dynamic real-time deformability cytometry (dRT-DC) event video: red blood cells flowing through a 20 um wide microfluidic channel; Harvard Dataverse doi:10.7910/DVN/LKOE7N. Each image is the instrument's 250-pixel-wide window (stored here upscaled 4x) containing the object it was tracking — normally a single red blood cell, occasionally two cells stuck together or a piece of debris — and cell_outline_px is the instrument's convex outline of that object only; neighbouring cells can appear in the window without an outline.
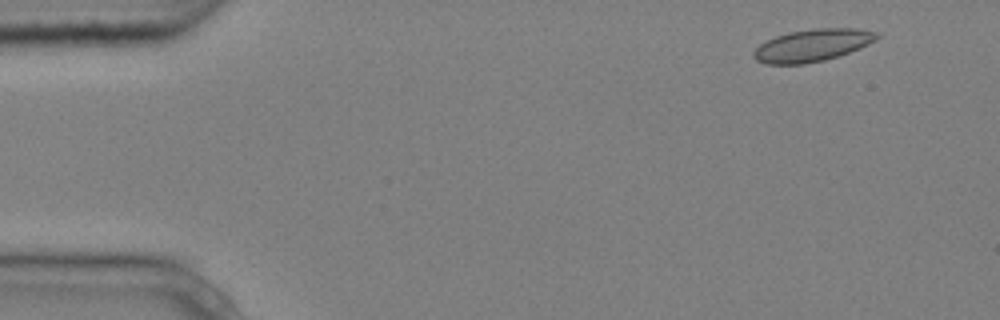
{"species": "common noctule bat (a hibernating species)", "species_latin": "Nyctalus noctula", "temperature_condition": "cold", "stored_images_in_passage": 5, "segment_of_instrument_passage": [2, 2], "camera_frame_rate_fps": 3000, "um_per_image_px": 0.085, "animal": {"sex": "male", "body_mass_g": 20.4}, "frame": {"image": 1, "passage_image": 5, "time_ms": 1.333, "image_size_px": [1000, 320], "cell_outline_px": [[880, 36], [876, 40], [860, 48], [824, 60], [804, 64], [764, 64], [756, 60], [752, 56], [752, 52], [764, 40], [788, 32], [812, 28], [856, 28], [880, 32]], "centroid_in_image_um": [69.03, 3.84], "position_along_channel_um": 16.0, "area_um2": 23.41}}